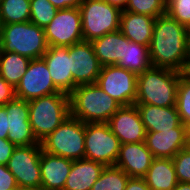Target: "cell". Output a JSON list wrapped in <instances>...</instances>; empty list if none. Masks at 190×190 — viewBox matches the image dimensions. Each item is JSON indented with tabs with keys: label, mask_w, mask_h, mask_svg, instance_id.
Wrapping results in <instances>:
<instances>
[{
	"label": "cell",
	"mask_w": 190,
	"mask_h": 190,
	"mask_svg": "<svg viewBox=\"0 0 190 190\" xmlns=\"http://www.w3.org/2000/svg\"><path fill=\"white\" fill-rule=\"evenodd\" d=\"M41 153V144L15 147L6 166L18 186L30 190L41 189Z\"/></svg>",
	"instance_id": "9c48e42d"
},
{
	"label": "cell",
	"mask_w": 190,
	"mask_h": 190,
	"mask_svg": "<svg viewBox=\"0 0 190 190\" xmlns=\"http://www.w3.org/2000/svg\"><path fill=\"white\" fill-rule=\"evenodd\" d=\"M116 65L136 75L142 74L145 70L152 67L149 47L131 42L125 37L124 56Z\"/></svg>",
	"instance_id": "d4e9b609"
},
{
	"label": "cell",
	"mask_w": 190,
	"mask_h": 190,
	"mask_svg": "<svg viewBox=\"0 0 190 190\" xmlns=\"http://www.w3.org/2000/svg\"><path fill=\"white\" fill-rule=\"evenodd\" d=\"M135 105L140 113L146 132L166 131L178 127L182 123L176 106Z\"/></svg>",
	"instance_id": "ffe728a7"
},
{
	"label": "cell",
	"mask_w": 190,
	"mask_h": 190,
	"mask_svg": "<svg viewBox=\"0 0 190 190\" xmlns=\"http://www.w3.org/2000/svg\"><path fill=\"white\" fill-rule=\"evenodd\" d=\"M15 98V88H13L4 78L0 76V106L6 105Z\"/></svg>",
	"instance_id": "e575fe53"
},
{
	"label": "cell",
	"mask_w": 190,
	"mask_h": 190,
	"mask_svg": "<svg viewBox=\"0 0 190 190\" xmlns=\"http://www.w3.org/2000/svg\"><path fill=\"white\" fill-rule=\"evenodd\" d=\"M27 21H30V0H0L1 25Z\"/></svg>",
	"instance_id": "4316f807"
},
{
	"label": "cell",
	"mask_w": 190,
	"mask_h": 190,
	"mask_svg": "<svg viewBox=\"0 0 190 190\" xmlns=\"http://www.w3.org/2000/svg\"><path fill=\"white\" fill-rule=\"evenodd\" d=\"M188 28L167 13L155 19L149 45L152 67L168 68L185 73L190 63L187 43Z\"/></svg>",
	"instance_id": "6da1fadb"
},
{
	"label": "cell",
	"mask_w": 190,
	"mask_h": 190,
	"mask_svg": "<svg viewBox=\"0 0 190 190\" xmlns=\"http://www.w3.org/2000/svg\"><path fill=\"white\" fill-rule=\"evenodd\" d=\"M172 161L178 182L190 183V151L187 148L180 150Z\"/></svg>",
	"instance_id": "d6a6232c"
},
{
	"label": "cell",
	"mask_w": 190,
	"mask_h": 190,
	"mask_svg": "<svg viewBox=\"0 0 190 190\" xmlns=\"http://www.w3.org/2000/svg\"><path fill=\"white\" fill-rule=\"evenodd\" d=\"M49 47L71 46L84 41L79 8L59 9L51 22L44 27Z\"/></svg>",
	"instance_id": "8fae6325"
},
{
	"label": "cell",
	"mask_w": 190,
	"mask_h": 190,
	"mask_svg": "<svg viewBox=\"0 0 190 190\" xmlns=\"http://www.w3.org/2000/svg\"><path fill=\"white\" fill-rule=\"evenodd\" d=\"M125 190H151L143 178H129Z\"/></svg>",
	"instance_id": "74e56055"
},
{
	"label": "cell",
	"mask_w": 190,
	"mask_h": 190,
	"mask_svg": "<svg viewBox=\"0 0 190 190\" xmlns=\"http://www.w3.org/2000/svg\"><path fill=\"white\" fill-rule=\"evenodd\" d=\"M166 13L181 25L190 27V0H166Z\"/></svg>",
	"instance_id": "1f68e13d"
},
{
	"label": "cell",
	"mask_w": 190,
	"mask_h": 190,
	"mask_svg": "<svg viewBox=\"0 0 190 190\" xmlns=\"http://www.w3.org/2000/svg\"><path fill=\"white\" fill-rule=\"evenodd\" d=\"M124 11L157 18L166 14V0H128Z\"/></svg>",
	"instance_id": "4dcf8cb0"
},
{
	"label": "cell",
	"mask_w": 190,
	"mask_h": 190,
	"mask_svg": "<svg viewBox=\"0 0 190 190\" xmlns=\"http://www.w3.org/2000/svg\"><path fill=\"white\" fill-rule=\"evenodd\" d=\"M186 148L190 151V139H187Z\"/></svg>",
	"instance_id": "bcb514c9"
},
{
	"label": "cell",
	"mask_w": 190,
	"mask_h": 190,
	"mask_svg": "<svg viewBox=\"0 0 190 190\" xmlns=\"http://www.w3.org/2000/svg\"><path fill=\"white\" fill-rule=\"evenodd\" d=\"M121 144L145 141L146 129L136 105L121 106L108 122Z\"/></svg>",
	"instance_id": "9a60e30c"
},
{
	"label": "cell",
	"mask_w": 190,
	"mask_h": 190,
	"mask_svg": "<svg viewBox=\"0 0 190 190\" xmlns=\"http://www.w3.org/2000/svg\"><path fill=\"white\" fill-rule=\"evenodd\" d=\"M153 159L145 142L125 143L120 145L114 166L122 169L130 178H143Z\"/></svg>",
	"instance_id": "e0dca14e"
},
{
	"label": "cell",
	"mask_w": 190,
	"mask_h": 190,
	"mask_svg": "<svg viewBox=\"0 0 190 190\" xmlns=\"http://www.w3.org/2000/svg\"><path fill=\"white\" fill-rule=\"evenodd\" d=\"M84 41L119 30L122 11L103 0H83L79 6Z\"/></svg>",
	"instance_id": "52a82bcc"
},
{
	"label": "cell",
	"mask_w": 190,
	"mask_h": 190,
	"mask_svg": "<svg viewBox=\"0 0 190 190\" xmlns=\"http://www.w3.org/2000/svg\"><path fill=\"white\" fill-rule=\"evenodd\" d=\"M18 184L6 165H0V190H11Z\"/></svg>",
	"instance_id": "836d02e7"
},
{
	"label": "cell",
	"mask_w": 190,
	"mask_h": 190,
	"mask_svg": "<svg viewBox=\"0 0 190 190\" xmlns=\"http://www.w3.org/2000/svg\"><path fill=\"white\" fill-rule=\"evenodd\" d=\"M70 116L84 123H108L122 106L97 83L77 86L69 94Z\"/></svg>",
	"instance_id": "7a4b0ae2"
},
{
	"label": "cell",
	"mask_w": 190,
	"mask_h": 190,
	"mask_svg": "<svg viewBox=\"0 0 190 190\" xmlns=\"http://www.w3.org/2000/svg\"><path fill=\"white\" fill-rule=\"evenodd\" d=\"M185 74L190 78V63L188 64Z\"/></svg>",
	"instance_id": "7bdbcfd3"
},
{
	"label": "cell",
	"mask_w": 190,
	"mask_h": 190,
	"mask_svg": "<svg viewBox=\"0 0 190 190\" xmlns=\"http://www.w3.org/2000/svg\"><path fill=\"white\" fill-rule=\"evenodd\" d=\"M8 119V140L15 146L41 144L35 137L29 121L28 101L14 98L4 105Z\"/></svg>",
	"instance_id": "5bb4252c"
},
{
	"label": "cell",
	"mask_w": 190,
	"mask_h": 190,
	"mask_svg": "<svg viewBox=\"0 0 190 190\" xmlns=\"http://www.w3.org/2000/svg\"><path fill=\"white\" fill-rule=\"evenodd\" d=\"M187 43H188V54H189V60H190V27H188V30H187Z\"/></svg>",
	"instance_id": "b9f144b4"
},
{
	"label": "cell",
	"mask_w": 190,
	"mask_h": 190,
	"mask_svg": "<svg viewBox=\"0 0 190 190\" xmlns=\"http://www.w3.org/2000/svg\"><path fill=\"white\" fill-rule=\"evenodd\" d=\"M122 106L134 105L137 98V75L117 65L102 66L96 82Z\"/></svg>",
	"instance_id": "30bf717a"
},
{
	"label": "cell",
	"mask_w": 190,
	"mask_h": 190,
	"mask_svg": "<svg viewBox=\"0 0 190 190\" xmlns=\"http://www.w3.org/2000/svg\"><path fill=\"white\" fill-rule=\"evenodd\" d=\"M73 160L49 154L42 150L40 158L41 189L63 190Z\"/></svg>",
	"instance_id": "d6986e66"
},
{
	"label": "cell",
	"mask_w": 190,
	"mask_h": 190,
	"mask_svg": "<svg viewBox=\"0 0 190 190\" xmlns=\"http://www.w3.org/2000/svg\"><path fill=\"white\" fill-rule=\"evenodd\" d=\"M15 147L8 139L0 138V165H7Z\"/></svg>",
	"instance_id": "d590c367"
},
{
	"label": "cell",
	"mask_w": 190,
	"mask_h": 190,
	"mask_svg": "<svg viewBox=\"0 0 190 190\" xmlns=\"http://www.w3.org/2000/svg\"><path fill=\"white\" fill-rule=\"evenodd\" d=\"M103 1L118 8L121 11L125 10L126 5L128 3V0H103Z\"/></svg>",
	"instance_id": "ab89813d"
},
{
	"label": "cell",
	"mask_w": 190,
	"mask_h": 190,
	"mask_svg": "<svg viewBox=\"0 0 190 190\" xmlns=\"http://www.w3.org/2000/svg\"><path fill=\"white\" fill-rule=\"evenodd\" d=\"M104 168V164L90 159L73 160L63 190H91Z\"/></svg>",
	"instance_id": "7402d4cb"
},
{
	"label": "cell",
	"mask_w": 190,
	"mask_h": 190,
	"mask_svg": "<svg viewBox=\"0 0 190 190\" xmlns=\"http://www.w3.org/2000/svg\"><path fill=\"white\" fill-rule=\"evenodd\" d=\"M145 145L154 158H173L180 150L186 148L187 127L181 123L166 131L146 132Z\"/></svg>",
	"instance_id": "2e32d148"
},
{
	"label": "cell",
	"mask_w": 190,
	"mask_h": 190,
	"mask_svg": "<svg viewBox=\"0 0 190 190\" xmlns=\"http://www.w3.org/2000/svg\"><path fill=\"white\" fill-rule=\"evenodd\" d=\"M29 121L36 139L41 142L69 115V94L54 93L28 101Z\"/></svg>",
	"instance_id": "5b68a950"
},
{
	"label": "cell",
	"mask_w": 190,
	"mask_h": 190,
	"mask_svg": "<svg viewBox=\"0 0 190 190\" xmlns=\"http://www.w3.org/2000/svg\"><path fill=\"white\" fill-rule=\"evenodd\" d=\"M176 108L181 122L190 125V78L182 73L178 82Z\"/></svg>",
	"instance_id": "f546056e"
},
{
	"label": "cell",
	"mask_w": 190,
	"mask_h": 190,
	"mask_svg": "<svg viewBox=\"0 0 190 190\" xmlns=\"http://www.w3.org/2000/svg\"><path fill=\"white\" fill-rule=\"evenodd\" d=\"M58 10L66 8H79L83 0H49Z\"/></svg>",
	"instance_id": "f35d334b"
},
{
	"label": "cell",
	"mask_w": 190,
	"mask_h": 190,
	"mask_svg": "<svg viewBox=\"0 0 190 190\" xmlns=\"http://www.w3.org/2000/svg\"><path fill=\"white\" fill-rule=\"evenodd\" d=\"M182 72L160 67H150L137 75L135 104L160 107L176 106L178 82Z\"/></svg>",
	"instance_id": "3957f363"
},
{
	"label": "cell",
	"mask_w": 190,
	"mask_h": 190,
	"mask_svg": "<svg viewBox=\"0 0 190 190\" xmlns=\"http://www.w3.org/2000/svg\"><path fill=\"white\" fill-rule=\"evenodd\" d=\"M8 119H7V111L4 106H0V138L7 139L8 138Z\"/></svg>",
	"instance_id": "8d00e7d4"
},
{
	"label": "cell",
	"mask_w": 190,
	"mask_h": 190,
	"mask_svg": "<svg viewBox=\"0 0 190 190\" xmlns=\"http://www.w3.org/2000/svg\"><path fill=\"white\" fill-rule=\"evenodd\" d=\"M129 176L116 166H105L91 190H125Z\"/></svg>",
	"instance_id": "83f0119b"
},
{
	"label": "cell",
	"mask_w": 190,
	"mask_h": 190,
	"mask_svg": "<svg viewBox=\"0 0 190 190\" xmlns=\"http://www.w3.org/2000/svg\"><path fill=\"white\" fill-rule=\"evenodd\" d=\"M11 190H30V189L23 188V187H21V186H17V187H15V188L11 189Z\"/></svg>",
	"instance_id": "ee69618b"
},
{
	"label": "cell",
	"mask_w": 190,
	"mask_h": 190,
	"mask_svg": "<svg viewBox=\"0 0 190 190\" xmlns=\"http://www.w3.org/2000/svg\"><path fill=\"white\" fill-rule=\"evenodd\" d=\"M84 140L85 123L69 115L40 143L49 154L79 160L85 158Z\"/></svg>",
	"instance_id": "8992f818"
},
{
	"label": "cell",
	"mask_w": 190,
	"mask_h": 190,
	"mask_svg": "<svg viewBox=\"0 0 190 190\" xmlns=\"http://www.w3.org/2000/svg\"><path fill=\"white\" fill-rule=\"evenodd\" d=\"M155 19L152 16L122 11L119 30L131 42L149 47Z\"/></svg>",
	"instance_id": "44dd1931"
},
{
	"label": "cell",
	"mask_w": 190,
	"mask_h": 190,
	"mask_svg": "<svg viewBox=\"0 0 190 190\" xmlns=\"http://www.w3.org/2000/svg\"><path fill=\"white\" fill-rule=\"evenodd\" d=\"M42 58L55 86L61 92L70 94L74 90V80L70 70L69 46L49 47Z\"/></svg>",
	"instance_id": "ac0fdd59"
},
{
	"label": "cell",
	"mask_w": 190,
	"mask_h": 190,
	"mask_svg": "<svg viewBox=\"0 0 190 190\" xmlns=\"http://www.w3.org/2000/svg\"><path fill=\"white\" fill-rule=\"evenodd\" d=\"M58 9L49 0H30V22L46 27L55 17Z\"/></svg>",
	"instance_id": "f1b7e54d"
},
{
	"label": "cell",
	"mask_w": 190,
	"mask_h": 190,
	"mask_svg": "<svg viewBox=\"0 0 190 190\" xmlns=\"http://www.w3.org/2000/svg\"><path fill=\"white\" fill-rule=\"evenodd\" d=\"M30 61V58L14 52H0V76L16 88Z\"/></svg>",
	"instance_id": "484cf974"
},
{
	"label": "cell",
	"mask_w": 190,
	"mask_h": 190,
	"mask_svg": "<svg viewBox=\"0 0 190 190\" xmlns=\"http://www.w3.org/2000/svg\"><path fill=\"white\" fill-rule=\"evenodd\" d=\"M94 53L102 66L116 65L124 56L125 36L120 30L91 41Z\"/></svg>",
	"instance_id": "603a6c76"
},
{
	"label": "cell",
	"mask_w": 190,
	"mask_h": 190,
	"mask_svg": "<svg viewBox=\"0 0 190 190\" xmlns=\"http://www.w3.org/2000/svg\"><path fill=\"white\" fill-rule=\"evenodd\" d=\"M48 48L44 28L30 21L1 26L0 52H14L37 59L42 58Z\"/></svg>",
	"instance_id": "277c9868"
},
{
	"label": "cell",
	"mask_w": 190,
	"mask_h": 190,
	"mask_svg": "<svg viewBox=\"0 0 190 190\" xmlns=\"http://www.w3.org/2000/svg\"><path fill=\"white\" fill-rule=\"evenodd\" d=\"M143 179L151 190H173L178 183L171 158H154Z\"/></svg>",
	"instance_id": "cb8c5ba5"
},
{
	"label": "cell",
	"mask_w": 190,
	"mask_h": 190,
	"mask_svg": "<svg viewBox=\"0 0 190 190\" xmlns=\"http://www.w3.org/2000/svg\"><path fill=\"white\" fill-rule=\"evenodd\" d=\"M70 70L74 89L79 85L97 82L102 65L89 41H81L69 46Z\"/></svg>",
	"instance_id": "4fadbf2b"
},
{
	"label": "cell",
	"mask_w": 190,
	"mask_h": 190,
	"mask_svg": "<svg viewBox=\"0 0 190 190\" xmlns=\"http://www.w3.org/2000/svg\"><path fill=\"white\" fill-rule=\"evenodd\" d=\"M120 141L108 123H85V158L114 166L117 160Z\"/></svg>",
	"instance_id": "ba28073f"
},
{
	"label": "cell",
	"mask_w": 190,
	"mask_h": 190,
	"mask_svg": "<svg viewBox=\"0 0 190 190\" xmlns=\"http://www.w3.org/2000/svg\"><path fill=\"white\" fill-rule=\"evenodd\" d=\"M187 139H190V125L187 127Z\"/></svg>",
	"instance_id": "f6af8a7d"
},
{
	"label": "cell",
	"mask_w": 190,
	"mask_h": 190,
	"mask_svg": "<svg viewBox=\"0 0 190 190\" xmlns=\"http://www.w3.org/2000/svg\"><path fill=\"white\" fill-rule=\"evenodd\" d=\"M61 92L53 83L43 58L31 59L26 72L15 88V97L30 101L42 96Z\"/></svg>",
	"instance_id": "7c38bea8"
},
{
	"label": "cell",
	"mask_w": 190,
	"mask_h": 190,
	"mask_svg": "<svg viewBox=\"0 0 190 190\" xmlns=\"http://www.w3.org/2000/svg\"><path fill=\"white\" fill-rule=\"evenodd\" d=\"M173 190H190V183L178 182Z\"/></svg>",
	"instance_id": "60d3db41"
}]
</instances>
